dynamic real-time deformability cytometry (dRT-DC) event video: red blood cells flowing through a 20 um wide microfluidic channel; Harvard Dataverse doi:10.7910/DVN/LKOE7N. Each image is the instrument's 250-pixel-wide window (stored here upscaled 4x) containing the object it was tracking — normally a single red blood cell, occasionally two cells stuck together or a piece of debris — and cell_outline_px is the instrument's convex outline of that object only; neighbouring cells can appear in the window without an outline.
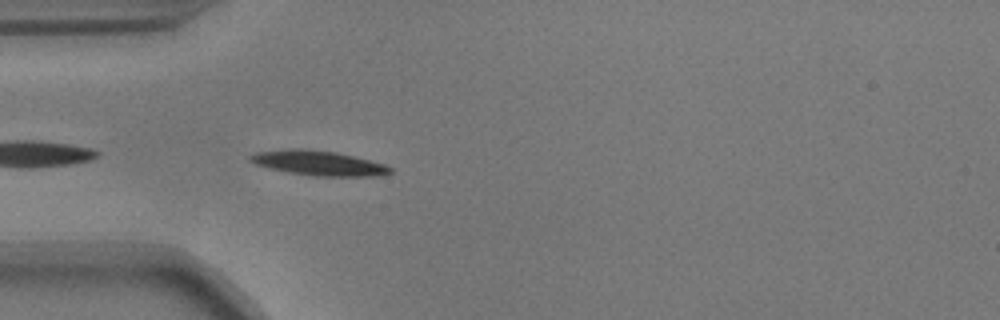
{"species": "common noctule bat (a hibernating species)", "species_latin": "Nyctalus noctula", "temperature_condition": "warm", "stored_images_in_passage": 33, "camera_frame_rate_fps": 3000, "um_per_image_px": 0.085, "animal": {"sex": "male", "body_mass_g": 17.9}, "frame": {"image": 1, "passage_image": 2, "time_ms": 0.333, "image_size_px": [1000, 320], "cell_outline_px": [[392, 172], [380, 176], [312, 176], [288, 172], [268, 168], [256, 164], [248, 160], [248, 156], [256, 152], [288, 148], [304, 148], [336, 152], [384, 164], [392, 168]], "centroid_in_image_um": [27.03, 13.86], "position_along_channel_um": 58.0, "area_um2": 20.29}}
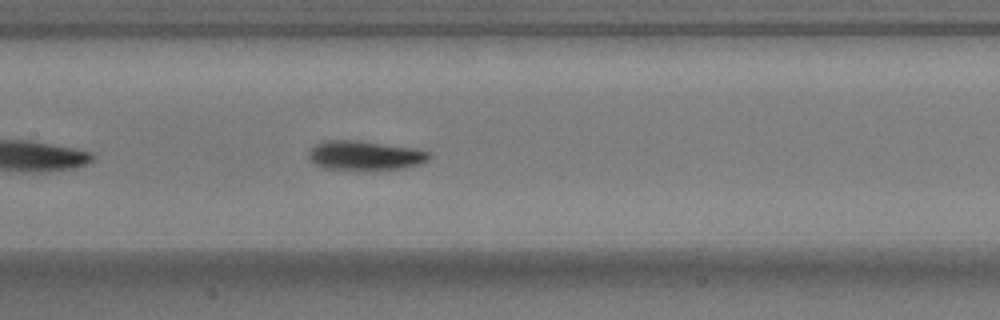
{"frame": {"image": 2, "passage_image": 12, "time_ms": 3.667, "image_size_px": [1000, 320], "cell_outline_px": [[432, 156], [428, 160], [420, 164], [404, 168], [324, 168], [316, 164], [308, 156], [308, 152], [320, 140], [356, 140], [412, 148], [428, 152]], "centroid_in_image_um": [31.01, 13.18], "position_along_channel_um": 176.4, "area_um2": 19.94}}
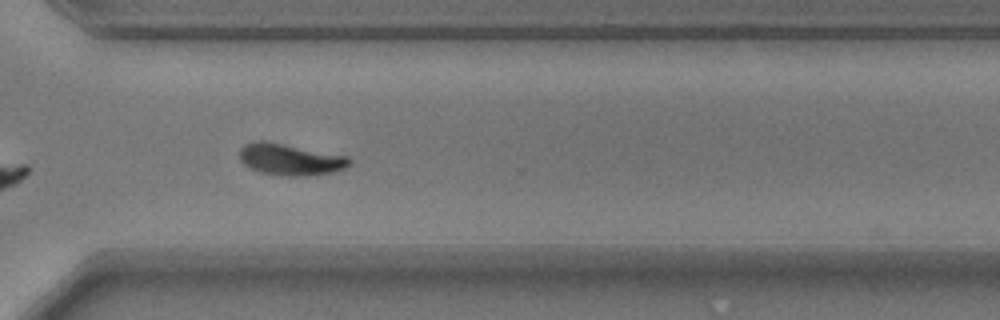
{"frame": {"image": 3, "passage_image": 26, "time_ms": 8.333, "image_size_px": [1000, 320], "cell_outline_px": [[352, 164], [344, 168], [332, 172], [308, 176], [284, 176], [260, 172], [244, 164], [240, 160], [240, 148], [244, 144], [260, 140], [264, 140], [348, 156], [352, 160]], "centroid_in_image_um": [24.68, 13.55], "position_along_channel_um": 345.9, "area_um2": 20.23}, "authors_computed_cell_mechanics": {"area_um2": 19.9988, "velocity_mm_per_s": 3.6413, "shape_relaxation_time_tau1_ms": 1.8101, "shape_relaxation_time_tau2_ms": null, "deformation_change_tau1": 0.1665, "deformation_change_tau2": null}}